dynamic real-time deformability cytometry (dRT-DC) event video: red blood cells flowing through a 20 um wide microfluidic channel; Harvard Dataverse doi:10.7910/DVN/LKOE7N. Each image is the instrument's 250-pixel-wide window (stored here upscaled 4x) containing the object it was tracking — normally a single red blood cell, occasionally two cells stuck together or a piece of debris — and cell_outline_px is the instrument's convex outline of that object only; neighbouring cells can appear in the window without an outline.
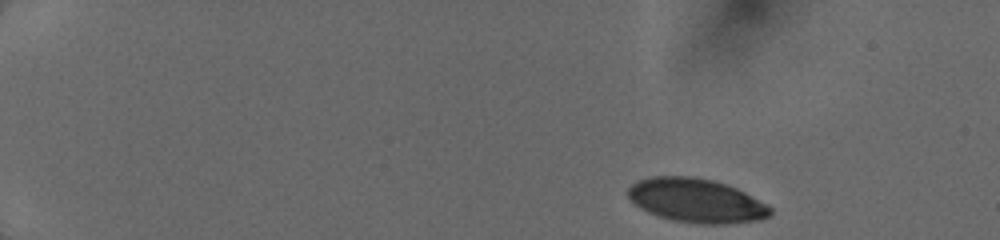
{"species": "human", "species_latin": "Homo sapiens", "temperature_condition": "cold", "stored_images_in_passage": 79, "camera_frame_rate_fps": 3000, "um_per_image_px": 0.085, "donor": {"sex": "female"}, "frame": {"image": 1, "passage_image": 1, "time_ms": 0.0, "image_size_px": [1000, 240], "cell_outline_px": [[772, 212], [768, 216], [760, 220], [728, 224], [700, 224], [672, 220], [648, 212], [640, 208], [628, 196], [628, 188], [636, 180], [648, 176], [692, 176], [712, 180], [728, 184], [752, 196], [772, 208]], "centroid_in_image_um": [59.18, 17.04], "position_along_channel_um": 25.8, "area_um2": 36.53}}
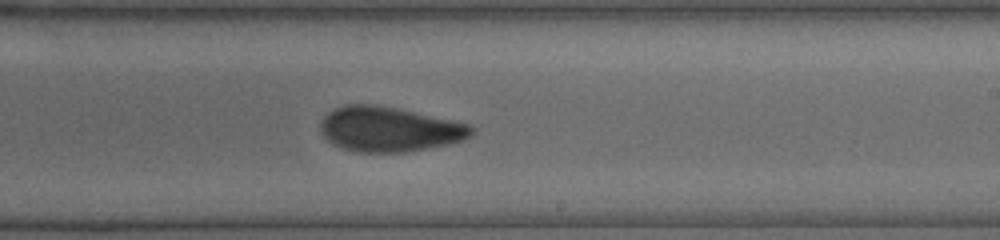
{"frame": {"image": 2, "passage_image": 41, "time_ms": 8.667, "image_size_px": [1000, 240], "cell_outline_px": [[476, 132], [472, 136], [464, 140], [448, 144], [408, 152], [356, 152], [332, 144], [320, 132], [320, 124], [324, 116], [328, 112], [344, 104], [376, 104], [396, 108], [472, 124], [476, 128]], "centroid_in_image_um": [33.12, 10.98], "position_along_channel_um": 255.9, "area_um2": 39.82}}
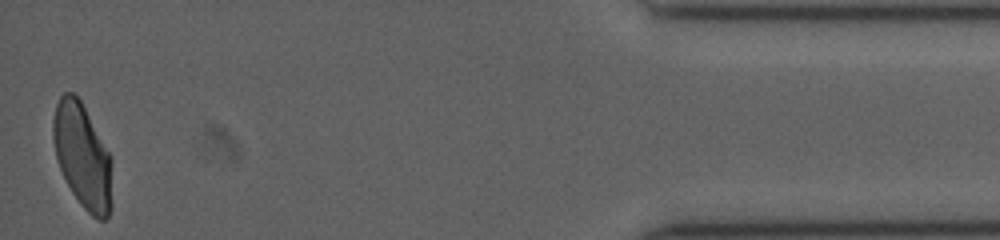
{"frame": {"image": 3, "passage_image": 78, "time_ms": 14.333, "image_size_px": [1000, 240], "cell_outline_px": [[112, 208], [108, 216], [104, 220], [100, 220], [92, 216], [80, 204], [72, 192], [60, 168], [56, 156], [52, 136], [52, 120], [56, 104], [60, 96], [64, 92], [72, 92], [80, 100], [112, 156]], "centroid_in_image_um": [7.03, 13.28], "position_along_channel_um": 428.2, "area_um2": 36.24}}